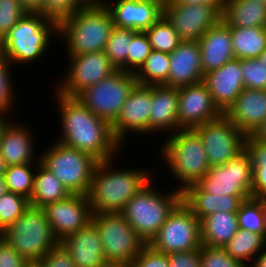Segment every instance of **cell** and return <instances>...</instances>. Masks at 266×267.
<instances>
[{"instance_id":"obj_57","label":"cell","mask_w":266,"mask_h":267,"mask_svg":"<svg viewBox=\"0 0 266 267\" xmlns=\"http://www.w3.org/2000/svg\"><path fill=\"white\" fill-rule=\"evenodd\" d=\"M6 168H7V165L5 163V160L0 155V176H2L4 174Z\"/></svg>"},{"instance_id":"obj_61","label":"cell","mask_w":266,"mask_h":267,"mask_svg":"<svg viewBox=\"0 0 266 267\" xmlns=\"http://www.w3.org/2000/svg\"><path fill=\"white\" fill-rule=\"evenodd\" d=\"M86 4L89 3H103L104 0H83Z\"/></svg>"},{"instance_id":"obj_38","label":"cell","mask_w":266,"mask_h":267,"mask_svg":"<svg viewBox=\"0 0 266 267\" xmlns=\"http://www.w3.org/2000/svg\"><path fill=\"white\" fill-rule=\"evenodd\" d=\"M145 33L148 35L152 50L159 52L170 54L182 42L174 27L164 16L160 17Z\"/></svg>"},{"instance_id":"obj_24","label":"cell","mask_w":266,"mask_h":267,"mask_svg":"<svg viewBox=\"0 0 266 267\" xmlns=\"http://www.w3.org/2000/svg\"><path fill=\"white\" fill-rule=\"evenodd\" d=\"M224 114L246 136L253 135L266 119V90L244 88Z\"/></svg>"},{"instance_id":"obj_23","label":"cell","mask_w":266,"mask_h":267,"mask_svg":"<svg viewBox=\"0 0 266 267\" xmlns=\"http://www.w3.org/2000/svg\"><path fill=\"white\" fill-rule=\"evenodd\" d=\"M203 79L199 42L182 41L170 53L168 82L165 85L179 88L202 82Z\"/></svg>"},{"instance_id":"obj_42","label":"cell","mask_w":266,"mask_h":267,"mask_svg":"<svg viewBox=\"0 0 266 267\" xmlns=\"http://www.w3.org/2000/svg\"><path fill=\"white\" fill-rule=\"evenodd\" d=\"M246 89L266 90V65L256 59H241Z\"/></svg>"},{"instance_id":"obj_59","label":"cell","mask_w":266,"mask_h":267,"mask_svg":"<svg viewBox=\"0 0 266 267\" xmlns=\"http://www.w3.org/2000/svg\"><path fill=\"white\" fill-rule=\"evenodd\" d=\"M257 59L260 62H262V64L266 65V49L264 50V52Z\"/></svg>"},{"instance_id":"obj_60","label":"cell","mask_w":266,"mask_h":267,"mask_svg":"<svg viewBox=\"0 0 266 267\" xmlns=\"http://www.w3.org/2000/svg\"><path fill=\"white\" fill-rule=\"evenodd\" d=\"M105 267H131L130 264H108Z\"/></svg>"},{"instance_id":"obj_50","label":"cell","mask_w":266,"mask_h":267,"mask_svg":"<svg viewBox=\"0 0 266 267\" xmlns=\"http://www.w3.org/2000/svg\"><path fill=\"white\" fill-rule=\"evenodd\" d=\"M226 3L227 0H174L171 4L207 5L215 8L222 15Z\"/></svg>"},{"instance_id":"obj_48","label":"cell","mask_w":266,"mask_h":267,"mask_svg":"<svg viewBox=\"0 0 266 267\" xmlns=\"http://www.w3.org/2000/svg\"><path fill=\"white\" fill-rule=\"evenodd\" d=\"M169 267H201L200 249L168 254Z\"/></svg>"},{"instance_id":"obj_26","label":"cell","mask_w":266,"mask_h":267,"mask_svg":"<svg viewBox=\"0 0 266 267\" xmlns=\"http://www.w3.org/2000/svg\"><path fill=\"white\" fill-rule=\"evenodd\" d=\"M204 75L235 59L229 25L221 19L198 40Z\"/></svg>"},{"instance_id":"obj_37","label":"cell","mask_w":266,"mask_h":267,"mask_svg":"<svg viewBox=\"0 0 266 267\" xmlns=\"http://www.w3.org/2000/svg\"><path fill=\"white\" fill-rule=\"evenodd\" d=\"M240 229L262 234L266 238V203L261 199L245 200L237 211Z\"/></svg>"},{"instance_id":"obj_45","label":"cell","mask_w":266,"mask_h":267,"mask_svg":"<svg viewBox=\"0 0 266 267\" xmlns=\"http://www.w3.org/2000/svg\"><path fill=\"white\" fill-rule=\"evenodd\" d=\"M85 4L83 0H43V15L59 22L75 13Z\"/></svg>"},{"instance_id":"obj_2","label":"cell","mask_w":266,"mask_h":267,"mask_svg":"<svg viewBox=\"0 0 266 267\" xmlns=\"http://www.w3.org/2000/svg\"><path fill=\"white\" fill-rule=\"evenodd\" d=\"M118 157L98 162L95 167L87 193L93 215L122 213L126 203L154 179V173L148 168L138 169L134 165L117 168Z\"/></svg>"},{"instance_id":"obj_15","label":"cell","mask_w":266,"mask_h":267,"mask_svg":"<svg viewBox=\"0 0 266 267\" xmlns=\"http://www.w3.org/2000/svg\"><path fill=\"white\" fill-rule=\"evenodd\" d=\"M151 106L152 85L137 84L123 104L120 115L112 124L113 135L122 146L126 145L130 134L134 133L133 136L139 134L138 138L144 134L149 135Z\"/></svg>"},{"instance_id":"obj_46","label":"cell","mask_w":266,"mask_h":267,"mask_svg":"<svg viewBox=\"0 0 266 267\" xmlns=\"http://www.w3.org/2000/svg\"><path fill=\"white\" fill-rule=\"evenodd\" d=\"M131 267H169L168 254L153 250L148 244L130 263Z\"/></svg>"},{"instance_id":"obj_10","label":"cell","mask_w":266,"mask_h":267,"mask_svg":"<svg viewBox=\"0 0 266 267\" xmlns=\"http://www.w3.org/2000/svg\"><path fill=\"white\" fill-rule=\"evenodd\" d=\"M108 264H130L147 245L122 213L94 214Z\"/></svg>"},{"instance_id":"obj_34","label":"cell","mask_w":266,"mask_h":267,"mask_svg":"<svg viewBox=\"0 0 266 267\" xmlns=\"http://www.w3.org/2000/svg\"><path fill=\"white\" fill-rule=\"evenodd\" d=\"M170 54L152 50L134 74L139 85H165L168 82Z\"/></svg>"},{"instance_id":"obj_54","label":"cell","mask_w":266,"mask_h":267,"mask_svg":"<svg viewBox=\"0 0 266 267\" xmlns=\"http://www.w3.org/2000/svg\"><path fill=\"white\" fill-rule=\"evenodd\" d=\"M12 117H14V116L0 113V136H1L3 129L5 128L7 123L10 121V119H12Z\"/></svg>"},{"instance_id":"obj_7","label":"cell","mask_w":266,"mask_h":267,"mask_svg":"<svg viewBox=\"0 0 266 267\" xmlns=\"http://www.w3.org/2000/svg\"><path fill=\"white\" fill-rule=\"evenodd\" d=\"M0 237L28 262L40 261L59 244L43 208L31 205L0 233Z\"/></svg>"},{"instance_id":"obj_29","label":"cell","mask_w":266,"mask_h":267,"mask_svg":"<svg viewBox=\"0 0 266 267\" xmlns=\"http://www.w3.org/2000/svg\"><path fill=\"white\" fill-rule=\"evenodd\" d=\"M222 19L229 27L266 28V5L259 0H227Z\"/></svg>"},{"instance_id":"obj_12","label":"cell","mask_w":266,"mask_h":267,"mask_svg":"<svg viewBox=\"0 0 266 267\" xmlns=\"http://www.w3.org/2000/svg\"><path fill=\"white\" fill-rule=\"evenodd\" d=\"M196 184L210 194L252 196L253 167L249 154L244 150L226 164L211 166Z\"/></svg>"},{"instance_id":"obj_27","label":"cell","mask_w":266,"mask_h":267,"mask_svg":"<svg viewBox=\"0 0 266 267\" xmlns=\"http://www.w3.org/2000/svg\"><path fill=\"white\" fill-rule=\"evenodd\" d=\"M252 196L217 195L204 192L197 184L182 191V202L202 221L216 212H237L241 204Z\"/></svg>"},{"instance_id":"obj_56","label":"cell","mask_w":266,"mask_h":267,"mask_svg":"<svg viewBox=\"0 0 266 267\" xmlns=\"http://www.w3.org/2000/svg\"><path fill=\"white\" fill-rule=\"evenodd\" d=\"M7 192L6 183L3 175L0 176V197Z\"/></svg>"},{"instance_id":"obj_53","label":"cell","mask_w":266,"mask_h":267,"mask_svg":"<svg viewBox=\"0 0 266 267\" xmlns=\"http://www.w3.org/2000/svg\"><path fill=\"white\" fill-rule=\"evenodd\" d=\"M253 136L258 140L266 142V119L262 123V125L256 130Z\"/></svg>"},{"instance_id":"obj_8","label":"cell","mask_w":266,"mask_h":267,"mask_svg":"<svg viewBox=\"0 0 266 267\" xmlns=\"http://www.w3.org/2000/svg\"><path fill=\"white\" fill-rule=\"evenodd\" d=\"M47 148L39 151L40 163L55 175L70 194L87 195L99 161L59 141Z\"/></svg>"},{"instance_id":"obj_19","label":"cell","mask_w":266,"mask_h":267,"mask_svg":"<svg viewBox=\"0 0 266 267\" xmlns=\"http://www.w3.org/2000/svg\"><path fill=\"white\" fill-rule=\"evenodd\" d=\"M14 120L15 118H12L7 123L0 136V155L6 165L40 163L34 128Z\"/></svg>"},{"instance_id":"obj_16","label":"cell","mask_w":266,"mask_h":267,"mask_svg":"<svg viewBox=\"0 0 266 267\" xmlns=\"http://www.w3.org/2000/svg\"><path fill=\"white\" fill-rule=\"evenodd\" d=\"M42 208L59 242L92 222L91 205L84 194H70L67 198L49 203Z\"/></svg>"},{"instance_id":"obj_28","label":"cell","mask_w":266,"mask_h":267,"mask_svg":"<svg viewBox=\"0 0 266 267\" xmlns=\"http://www.w3.org/2000/svg\"><path fill=\"white\" fill-rule=\"evenodd\" d=\"M238 230L237 212L210 214L201 221L202 244L223 248Z\"/></svg>"},{"instance_id":"obj_63","label":"cell","mask_w":266,"mask_h":267,"mask_svg":"<svg viewBox=\"0 0 266 267\" xmlns=\"http://www.w3.org/2000/svg\"><path fill=\"white\" fill-rule=\"evenodd\" d=\"M262 4L266 5V0H259Z\"/></svg>"},{"instance_id":"obj_22","label":"cell","mask_w":266,"mask_h":267,"mask_svg":"<svg viewBox=\"0 0 266 267\" xmlns=\"http://www.w3.org/2000/svg\"><path fill=\"white\" fill-rule=\"evenodd\" d=\"M103 3L111 13L114 26L118 28L145 32L163 16L160 7L144 0H104Z\"/></svg>"},{"instance_id":"obj_21","label":"cell","mask_w":266,"mask_h":267,"mask_svg":"<svg viewBox=\"0 0 266 267\" xmlns=\"http://www.w3.org/2000/svg\"><path fill=\"white\" fill-rule=\"evenodd\" d=\"M69 253L76 267H105L102 240L98 228L92 221L59 242Z\"/></svg>"},{"instance_id":"obj_36","label":"cell","mask_w":266,"mask_h":267,"mask_svg":"<svg viewBox=\"0 0 266 267\" xmlns=\"http://www.w3.org/2000/svg\"><path fill=\"white\" fill-rule=\"evenodd\" d=\"M139 31L115 27L107 41L105 54L116 70L127 72V57L130 53L132 38Z\"/></svg>"},{"instance_id":"obj_52","label":"cell","mask_w":266,"mask_h":267,"mask_svg":"<svg viewBox=\"0 0 266 267\" xmlns=\"http://www.w3.org/2000/svg\"><path fill=\"white\" fill-rule=\"evenodd\" d=\"M250 267H266V247L265 249L255 258L254 263Z\"/></svg>"},{"instance_id":"obj_33","label":"cell","mask_w":266,"mask_h":267,"mask_svg":"<svg viewBox=\"0 0 266 267\" xmlns=\"http://www.w3.org/2000/svg\"><path fill=\"white\" fill-rule=\"evenodd\" d=\"M245 151L249 154L253 167L252 198L262 199L266 195V142L248 135Z\"/></svg>"},{"instance_id":"obj_9","label":"cell","mask_w":266,"mask_h":267,"mask_svg":"<svg viewBox=\"0 0 266 267\" xmlns=\"http://www.w3.org/2000/svg\"><path fill=\"white\" fill-rule=\"evenodd\" d=\"M137 84L133 73L116 70L98 83L85 88L76 98L92 113L112 125Z\"/></svg>"},{"instance_id":"obj_30","label":"cell","mask_w":266,"mask_h":267,"mask_svg":"<svg viewBox=\"0 0 266 267\" xmlns=\"http://www.w3.org/2000/svg\"><path fill=\"white\" fill-rule=\"evenodd\" d=\"M69 195V191L55 175L39 163L35 172L34 189L29 204L42 208L49 203L61 201Z\"/></svg>"},{"instance_id":"obj_47","label":"cell","mask_w":266,"mask_h":267,"mask_svg":"<svg viewBox=\"0 0 266 267\" xmlns=\"http://www.w3.org/2000/svg\"><path fill=\"white\" fill-rule=\"evenodd\" d=\"M43 267H76L69 253L59 243L49 250L40 260Z\"/></svg>"},{"instance_id":"obj_11","label":"cell","mask_w":266,"mask_h":267,"mask_svg":"<svg viewBox=\"0 0 266 267\" xmlns=\"http://www.w3.org/2000/svg\"><path fill=\"white\" fill-rule=\"evenodd\" d=\"M148 245L165 254L200 249L201 221L181 201Z\"/></svg>"},{"instance_id":"obj_4","label":"cell","mask_w":266,"mask_h":267,"mask_svg":"<svg viewBox=\"0 0 266 267\" xmlns=\"http://www.w3.org/2000/svg\"><path fill=\"white\" fill-rule=\"evenodd\" d=\"M52 37L58 41V21L27 12L0 42V52L13 66L32 65L51 50Z\"/></svg>"},{"instance_id":"obj_43","label":"cell","mask_w":266,"mask_h":267,"mask_svg":"<svg viewBox=\"0 0 266 267\" xmlns=\"http://www.w3.org/2000/svg\"><path fill=\"white\" fill-rule=\"evenodd\" d=\"M200 259L201 267H247L221 247H209L202 244Z\"/></svg>"},{"instance_id":"obj_25","label":"cell","mask_w":266,"mask_h":267,"mask_svg":"<svg viewBox=\"0 0 266 267\" xmlns=\"http://www.w3.org/2000/svg\"><path fill=\"white\" fill-rule=\"evenodd\" d=\"M178 102V88L152 85L149 135L162 133L165 137L178 130Z\"/></svg>"},{"instance_id":"obj_44","label":"cell","mask_w":266,"mask_h":267,"mask_svg":"<svg viewBox=\"0 0 266 267\" xmlns=\"http://www.w3.org/2000/svg\"><path fill=\"white\" fill-rule=\"evenodd\" d=\"M26 13L19 0H0V42Z\"/></svg>"},{"instance_id":"obj_13","label":"cell","mask_w":266,"mask_h":267,"mask_svg":"<svg viewBox=\"0 0 266 267\" xmlns=\"http://www.w3.org/2000/svg\"><path fill=\"white\" fill-rule=\"evenodd\" d=\"M194 129L202 139L210 166L226 164L245 150L246 135L225 114Z\"/></svg>"},{"instance_id":"obj_49","label":"cell","mask_w":266,"mask_h":267,"mask_svg":"<svg viewBox=\"0 0 266 267\" xmlns=\"http://www.w3.org/2000/svg\"><path fill=\"white\" fill-rule=\"evenodd\" d=\"M28 261L0 237V267H25Z\"/></svg>"},{"instance_id":"obj_1","label":"cell","mask_w":266,"mask_h":267,"mask_svg":"<svg viewBox=\"0 0 266 267\" xmlns=\"http://www.w3.org/2000/svg\"><path fill=\"white\" fill-rule=\"evenodd\" d=\"M55 97L59 108L60 135L55 140L76 148L94 157L99 162L110 160L125 150L114 137L112 125L92 113L76 97H66L56 91ZM62 131V132H61ZM121 151V152H120Z\"/></svg>"},{"instance_id":"obj_39","label":"cell","mask_w":266,"mask_h":267,"mask_svg":"<svg viewBox=\"0 0 266 267\" xmlns=\"http://www.w3.org/2000/svg\"><path fill=\"white\" fill-rule=\"evenodd\" d=\"M13 65L0 52V113L12 115L17 109V93L12 74ZM16 94V95H15ZM16 104V105H15ZM15 105V106H14Z\"/></svg>"},{"instance_id":"obj_18","label":"cell","mask_w":266,"mask_h":267,"mask_svg":"<svg viewBox=\"0 0 266 267\" xmlns=\"http://www.w3.org/2000/svg\"><path fill=\"white\" fill-rule=\"evenodd\" d=\"M178 95V130L193 129L223 114L203 81L179 87Z\"/></svg>"},{"instance_id":"obj_40","label":"cell","mask_w":266,"mask_h":267,"mask_svg":"<svg viewBox=\"0 0 266 267\" xmlns=\"http://www.w3.org/2000/svg\"><path fill=\"white\" fill-rule=\"evenodd\" d=\"M30 206L25 197L6 192L0 197V233L18 219Z\"/></svg>"},{"instance_id":"obj_20","label":"cell","mask_w":266,"mask_h":267,"mask_svg":"<svg viewBox=\"0 0 266 267\" xmlns=\"http://www.w3.org/2000/svg\"><path fill=\"white\" fill-rule=\"evenodd\" d=\"M203 82L208 87L213 102L224 114L245 88L241 59L235 58L206 73Z\"/></svg>"},{"instance_id":"obj_14","label":"cell","mask_w":266,"mask_h":267,"mask_svg":"<svg viewBox=\"0 0 266 267\" xmlns=\"http://www.w3.org/2000/svg\"><path fill=\"white\" fill-rule=\"evenodd\" d=\"M67 69L54 89L66 97H76L85 88L98 83L116 71L105 51L67 56ZM62 81V82H61Z\"/></svg>"},{"instance_id":"obj_31","label":"cell","mask_w":266,"mask_h":267,"mask_svg":"<svg viewBox=\"0 0 266 267\" xmlns=\"http://www.w3.org/2000/svg\"><path fill=\"white\" fill-rule=\"evenodd\" d=\"M236 59H256L266 49L265 27H229Z\"/></svg>"},{"instance_id":"obj_3","label":"cell","mask_w":266,"mask_h":267,"mask_svg":"<svg viewBox=\"0 0 266 267\" xmlns=\"http://www.w3.org/2000/svg\"><path fill=\"white\" fill-rule=\"evenodd\" d=\"M113 28L111 13L104 3L85 4L58 22L59 42L64 44L67 56L101 52Z\"/></svg>"},{"instance_id":"obj_41","label":"cell","mask_w":266,"mask_h":267,"mask_svg":"<svg viewBox=\"0 0 266 267\" xmlns=\"http://www.w3.org/2000/svg\"><path fill=\"white\" fill-rule=\"evenodd\" d=\"M152 47L145 32H138L131 41L127 57V72L135 74L150 55Z\"/></svg>"},{"instance_id":"obj_51","label":"cell","mask_w":266,"mask_h":267,"mask_svg":"<svg viewBox=\"0 0 266 267\" xmlns=\"http://www.w3.org/2000/svg\"><path fill=\"white\" fill-rule=\"evenodd\" d=\"M19 3L28 13L43 14V0H19Z\"/></svg>"},{"instance_id":"obj_6","label":"cell","mask_w":266,"mask_h":267,"mask_svg":"<svg viewBox=\"0 0 266 267\" xmlns=\"http://www.w3.org/2000/svg\"><path fill=\"white\" fill-rule=\"evenodd\" d=\"M153 181L155 178L126 203L122 212L131 228L146 244L157 234L170 213L182 201L181 191L175 188L163 191Z\"/></svg>"},{"instance_id":"obj_62","label":"cell","mask_w":266,"mask_h":267,"mask_svg":"<svg viewBox=\"0 0 266 267\" xmlns=\"http://www.w3.org/2000/svg\"><path fill=\"white\" fill-rule=\"evenodd\" d=\"M261 200L266 203V195Z\"/></svg>"},{"instance_id":"obj_35","label":"cell","mask_w":266,"mask_h":267,"mask_svg":"<svg viewBox=\"0 0 266 267\" xmlns=\"http://www.w3.org/2000/svg\"><path fill=\"white\" fill-rule=\"evenodd\" d=\"M38 164L27 163L7 166L3 174L7 191L21 195L30 201Z\"/></svg>"},{"instance_id":"obj_17","label":"cell","mask_w":266,"mask_h":267,"mask_svg":"<svg viewBox=\"0 0 266 267\" xmlns=\"http://www.w3.org/2000/svg\"><path fill=\"white\" fill-rule=\"evenodd\" d=\"M163 16L182 41H198L222 19L215 8L207 5L170 4L163 10Z\"/></svg>"},{"instance_id":"obj_5","label":"cell","mask_w":266,"mask_h":267,"mask_svg":"<svg viewBox=\"0 0 266 267\" xmlns=\"http://www.w3.org/2000/svg\"><path fill=\"white\" fill-rule=\"evenodd\" d=\"M159 146L160 160L165 169L175 179L179 191L196 184L210 169V164L199 133L193 129H179L174 134L165 136ZM179 185V186H177Z\"/></svg>"},{"instance_id":"obj_58","label":"cell","mask_w":266,"mask_h":267,"mask_svg":"<svg viewBox=\"0 0 266 267\" xmlns=\"http://www.w3.org/2000/svg\"><path fill=\"white\" fill-rule=\"evenodd\" d=\"M25 267H43L40 261L28 262Z\"/></svg>"},{"instance_id":"obj_55","label":"cell","mask_w":266,"mask_h":267,"mask_svg":"<svg viewBox=\"0 0 266 267\" xmlns=\"http://www.w3.org/2000/svg\"><path fill=\"white\" fill-rule=\"evenodd\" d=\"M156 4L162 10L168 7L174 0H144Z\"/></svg>"},{"instance_id":"obj_32","label":"cell","mask_w":266,"mask_h":267,"mask_svg":"<svg viewBox=\"0 0 266 267\" xmlns=\"http://www.w3.org/2000/svg\"><path fill=\"white\" fill-rule=\"evenodd\" d=\"M265 247L266 238L262 234L239 228L223 248L230 256L250 267Z\"/></svg>"}]
</instances>
